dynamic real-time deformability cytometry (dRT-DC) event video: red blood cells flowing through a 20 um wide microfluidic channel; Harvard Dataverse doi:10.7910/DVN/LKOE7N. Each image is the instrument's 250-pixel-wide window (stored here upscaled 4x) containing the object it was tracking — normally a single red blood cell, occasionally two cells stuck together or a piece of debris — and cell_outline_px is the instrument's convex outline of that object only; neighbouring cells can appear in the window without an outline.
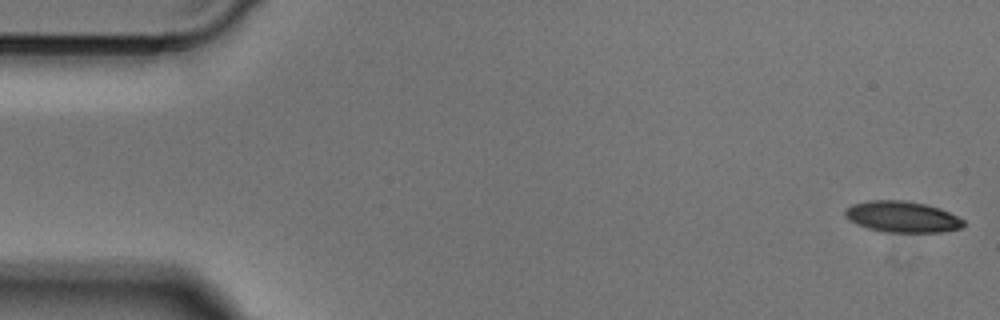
{"species": "Egyptian fruit bat (a non-hibernating species)", "species_latin": "Rousettus aegyptiacus", "temperature_condition": "cold", "stored_images_in_passage": 49, "camera_frame_rate_fps": 3000, "um_per_image_px": 0.085, "animal": {"sex": "male"}, "frame": {"image": 1, "passage_image": 1, "time_ms": 0.0, "image_size_px": [1000, 320], "cell_outline_px": [[964, 224], [960, 228], [940, 232], [880, 232], [856, 224], [848, 220], [844, 216], [844, 212], [852, 204], [868, 200], [904, 200], [924, 204], [940, 208], [964, 220]], "centroid_in_image_um": [76.64, 18.43], "position_along_channel_um": 8.4, "area_um2": 21.5}}
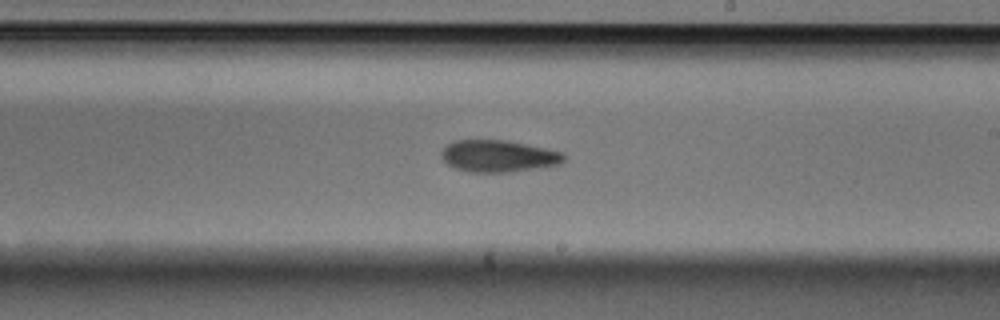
{"frame": {"image": 2, "passage_image": 28, "time_ms": 9.0, "image_size_px": [1000, 320], "cell_outline_px": [[564, 160], [560, 164], [508, 172], [468, 172], [456, 168], [448, 164], [440, 156], [440, 152], [452, 140], [504, 140], [564, 152]], "centroid_in_image_um": [42.32, 13.26], "position_along_channel_um": 246.7, "area_um2": 22.54}}
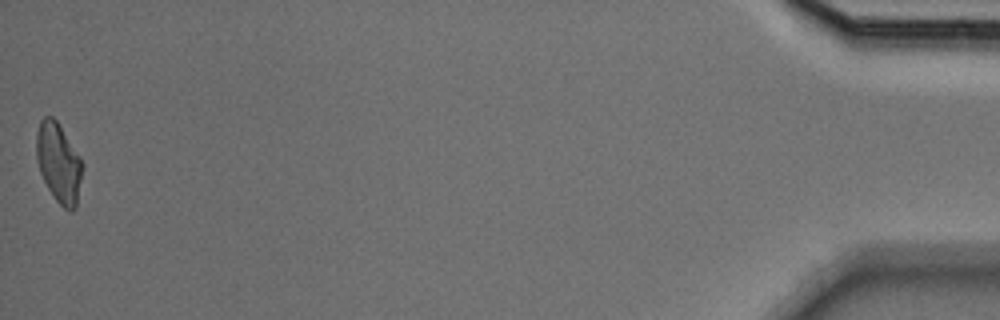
{"frame": {"image": 3, "passage_image": 49, "time_ms": 16.0, "image_size_px": [1000, 320], "cell_outline_px": [[84, 164], [76, 208], [72, 212], [68, 212], [56, 200], [48, 188], [40, 172], [36, 160], [36, 132], [40, 120], [44, 116], [52, 116], [56, 120], [80, 156]], "centroid_in_image_um": [4.99, 13.85], "position_along_channel_um": 430.2, "area_um2": 21.5}}